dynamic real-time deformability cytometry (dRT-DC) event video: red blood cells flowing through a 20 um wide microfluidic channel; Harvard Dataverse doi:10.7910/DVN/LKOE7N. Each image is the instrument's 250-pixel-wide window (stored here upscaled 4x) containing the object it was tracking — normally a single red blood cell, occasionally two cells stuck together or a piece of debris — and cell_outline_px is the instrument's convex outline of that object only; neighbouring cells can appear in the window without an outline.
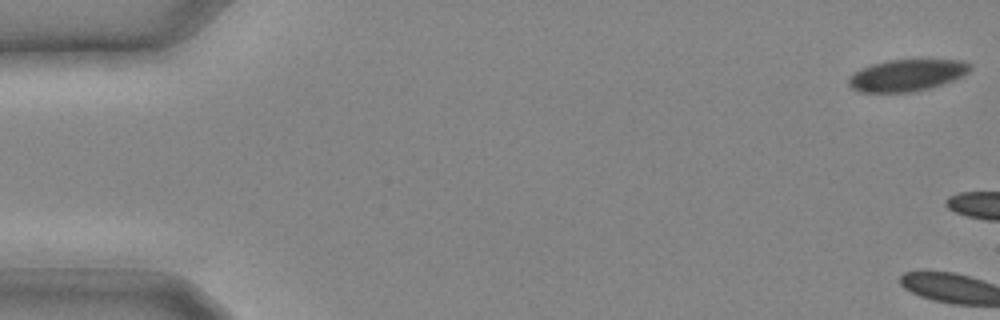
{"species": "common noctule bat (a hibernating species)", "species_latin": "Nyctalus noctula", "temperature_condition": "cold", "stored_images_in_passage": 2, "camera_frame_rate_fps": 3000, "um_per_image_px": 0.085, "animal": {"sex": "male", "body_mass_g": 20.4}, "frame": {"image": 1, "passage_image": 1, "time_ms": 0.0, "image_size_px": [1000, 320], "cell_outline_px": [[972, 68], [964, 76], [928, 88], [912, 92], [860, 92], [852, 88], [848, 84], [848, 80], [860, 68], [872, 64], [888, 60], [964, 60], [972, 64]], "centroid_in_image_um": [77.11, 6.39], "position_along_channel_um": 7.9, "area_um2": 22.31}}